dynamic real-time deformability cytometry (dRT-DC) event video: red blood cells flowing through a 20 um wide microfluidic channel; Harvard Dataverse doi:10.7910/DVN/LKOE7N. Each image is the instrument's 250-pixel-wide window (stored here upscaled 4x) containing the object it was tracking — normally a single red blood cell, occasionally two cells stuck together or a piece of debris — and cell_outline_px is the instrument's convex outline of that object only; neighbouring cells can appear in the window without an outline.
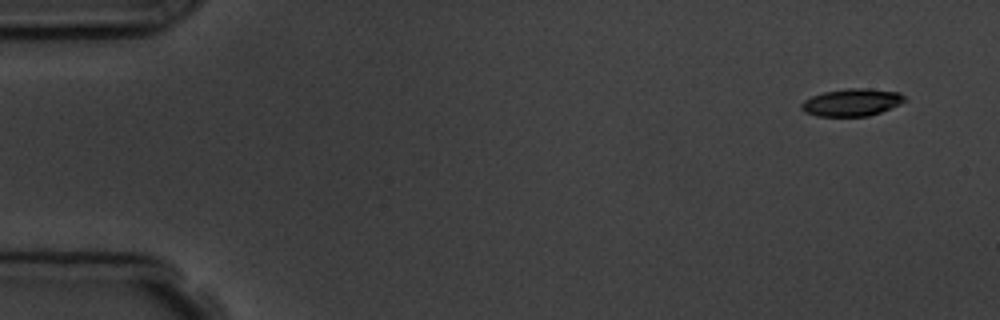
{"species": "common noctule bat (a hibernating species)", "species_latin": "Nyctalus noctula", "temperature_condition": "room temperature", "stored_images_in_passage": 5, "camera_frame_rate_fps": 3000, "um_per_image_px": 0.085, "animal": {"sex": "male", "body_mass_g": 19.5, "forearm_length_mm": 54.6}, "frame": {"image": 1, "passage_image": 1, "time_ms": 0.0, "image_size_px": [1000, 320], "cell_outline_px": [[908, 100], [900, 104], [880, 112], [868, 116], [816, 116], [804, 112], [800, 108], [800, 104], [804, 100], [812, 96], [824, 92], [848, 88], [868, 88], [900, 92]], "centroid_in_image_um": [72.4, 8.7], "position_along_channel_um": 12.6, "area_um2": 16.59}}